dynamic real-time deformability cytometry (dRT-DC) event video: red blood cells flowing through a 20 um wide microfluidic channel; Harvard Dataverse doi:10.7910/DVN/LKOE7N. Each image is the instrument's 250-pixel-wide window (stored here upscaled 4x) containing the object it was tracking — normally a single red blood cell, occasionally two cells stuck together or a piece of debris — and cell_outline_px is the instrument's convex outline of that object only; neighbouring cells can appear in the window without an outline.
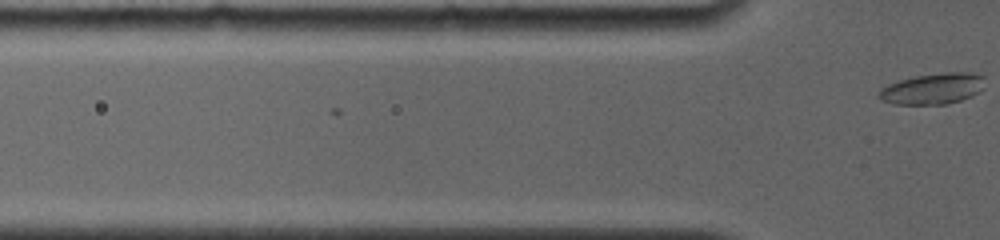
{"species": "common noctule bat (a hibernating species)", "species_latin": "Nyctalus noctula", "temperature_condition": "room temperature", "stored_images_in_passage": 2, "camera_frame_rate_fps": 4000, "um_per_image_px": 0.085, "animal": {"sex": "female", "body_mass_g": 19.0, "forearm_length_mm": 56.7}, "frame": {"image": 1, "passage_image": 2, "time_ms": 0.5, "image_size_px": [1000, 240], "cell_outline_px": [[984, 88], [972, 96], [948, 104], [896, 104], [880, 100], [876, 96], [880, 88], [888, 84], [900, 80], [916, 76], [944, 72], [972, 72], [984, 76]], "centroid_in_image_um": [79.28, 7.53], "position_along_channel_um": 46.5, "area_um2": 19.31}}